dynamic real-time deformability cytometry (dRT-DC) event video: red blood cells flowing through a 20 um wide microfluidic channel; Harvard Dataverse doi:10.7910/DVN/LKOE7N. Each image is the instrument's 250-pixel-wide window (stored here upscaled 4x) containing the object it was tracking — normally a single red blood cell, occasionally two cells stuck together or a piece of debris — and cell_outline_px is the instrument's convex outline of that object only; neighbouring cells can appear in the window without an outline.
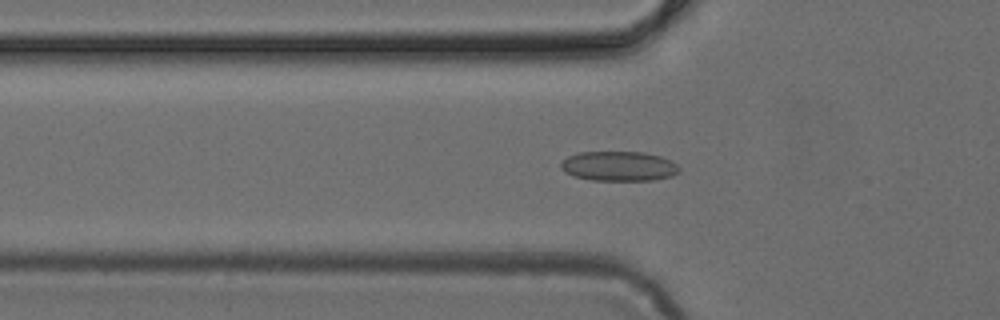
{"species": "common noctule bat (a hibernating species)", "species_latin": "Nyctalus noctula", "temperature_condition": "cold", "stored_images_in_passage": 45, "camera_frame_rate_fps": 3000, "um_per_image_px": 0.085, "animal": {"sex": "female", "body_mass_g": 24.6, "forearm_length_mm": 56.2}, "frame": {"image": 1, "passage_image": 12, "time_ms": 3.667, "image_size_px": [1000, 320], "cell_outline_px": [[680, 172], [672, 176], [656, 180], [592, 180], [572, 176], [564, 172], [560, 168], [560, 164], [568, 156], [580, 152], [644, 152], [660, 156], [676, 164], [680, 168]], "centroid_in_image_um": [52.59, 14.13], "position_along_channel_um": 73.2, "area_um2": 20.58}}
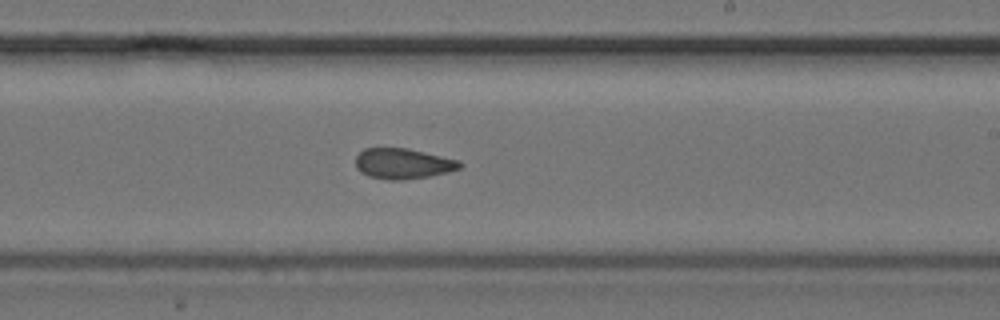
{"frame": {"image": 2, "passage_image": 25, "time_ms": 8.0, "image_size_px": [1000, 320], "cell_outline_px": [[464, 164], [460, 168], [448, 172], [428, 176], [404, 180], [388, 180], [368, 176], [360, 172], [356, 168], [356, 156], [364, 148], [408, 148], [460, 160]], "centroid_in_image_um": [34.26, 13.91], "position_along_channel_um": 254.7, "area_um2": 18.67}}
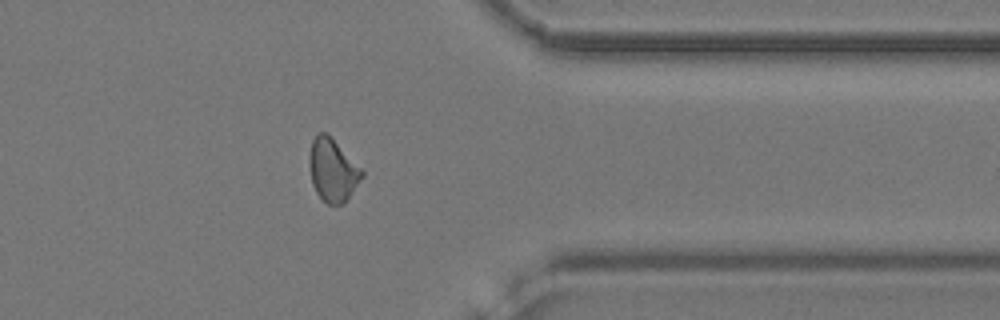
{"frame": {"image": 3, "passage_image": 35, "time_ms": 11.333, "image_size_px": [1000, 320], "cell_outline_px": [[364, 176], [344, 204], [328, 204], [316, 192], [312, 184], [308, 164], [308, 160], [312, 140], [320, 132], [324, 132], [364, 172]], "centroid_in_image_um": [28.25, 14.51], "position_along_channel_um": 383.1, "area_um2": 18.73}}